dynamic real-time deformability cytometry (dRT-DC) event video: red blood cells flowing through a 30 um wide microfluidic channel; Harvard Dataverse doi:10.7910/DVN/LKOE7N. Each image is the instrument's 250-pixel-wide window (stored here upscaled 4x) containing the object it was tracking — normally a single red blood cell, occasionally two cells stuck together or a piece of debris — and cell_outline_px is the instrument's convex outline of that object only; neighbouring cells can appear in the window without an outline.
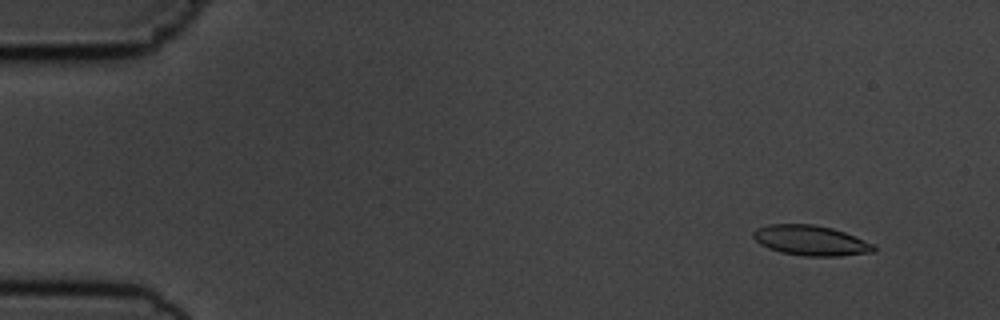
{"species": "common noctule bat (a hibernating species)", "species_latin": "Nyctalus noctula", "temperature_condition": "cold", "stored_images_in_passage": 5, "camera_frame_rate_fps": 3000, "um_per_image_px": 0.085, "animal": {"sex": "male", "body_mass_g": 19.5, "forearm_length_mm": 54.6}, "frame": {"image": 1, "passage_image": 2, "time_ms": 1.0, "image_size_px": [1000, 320], "cell_outline_px": [[876, 252], [840, 256], [804, 256], [780, 252], [768, 248], [760, 244], [752, 236], [752, 232], [756, 228], [768, 224], [812, 224], [832, 228], [844, 232], [876, 244]], "centroid_in_image_um": [68.93, 20.44], "position_along_channel_um": 16.1, "area_um2": 21.39}}
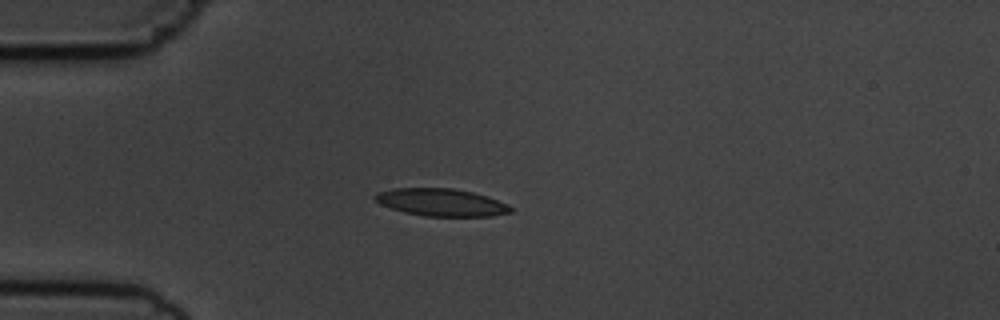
{"frame": {"image": 2, "passage_image": 5, "time_ms": 4.333, "image_size_px": [1000, 320], "cell_outline_px": [[512, 212], [492, 216], [424, 216], [404, 212], [380, 204], [372, 196], [376, 192], [392, 188], [452, 188], [472, 192], [488, 196], [508, 204], [512, 208]], "centroid_in_image_um": [37.5, 17.19], "position_along_channel_um": 47.5, "area_um2": 21.79}}